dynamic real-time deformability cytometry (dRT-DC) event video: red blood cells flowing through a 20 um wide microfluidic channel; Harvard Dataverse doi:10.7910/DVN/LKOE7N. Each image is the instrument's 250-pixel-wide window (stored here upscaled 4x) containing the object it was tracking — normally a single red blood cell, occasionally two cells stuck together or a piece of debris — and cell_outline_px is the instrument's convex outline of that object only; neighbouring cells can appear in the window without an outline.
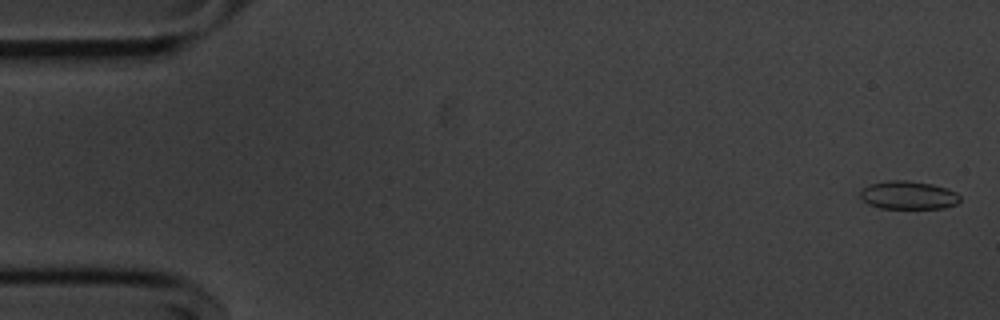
{"species": "common noctule bat (a hibernating species)", "species_latin": "Nyctalus noctula", "temperature_condition": "cold", "stored_images_in_passage": 55, "camera_frame_rate_fps": 3000, "um_per_image_px": 0.085, "animal": {"sex": "male", "body_mass_g": 20.1, "forearm_length_mm": 53.5}, "frame": {"image": 1, "passage_image": 2, "time_ms": 0.333, "image_size_px": [1000, 320], "cell_outline_px": [[960, 200], [956, 204], [944, 208], [880, 208], [868, 204], [860, 196], [860, 192], [864, 188], [872, 184], [888, 180], [904, 180], [932, 184], [948, 188], [956, 192], [960, 196]], "centroid_in_image_um": [77.24, 16.59], "position_along_channel_um": 7.8, "area_um2": 16.3}}
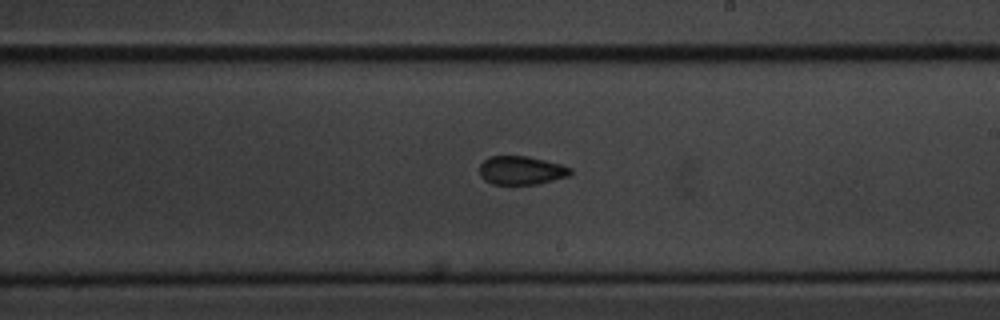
{"frame": {"image": 2, "passage_image": 32, "time_ms": 10.333, "image_size_px": [1000, 320], "cell_outline_px": [[572, 172], [568, 176], [536, 184], [492, 184], [484, 180], [480, 176], [480, 164], [488, 156], [528, 156], [560, 164], [572, 168]], "centroid_in_image_um": [44.28, 14.47], "position_along_channel_um": 244.7, "area_um2": 15.09}}
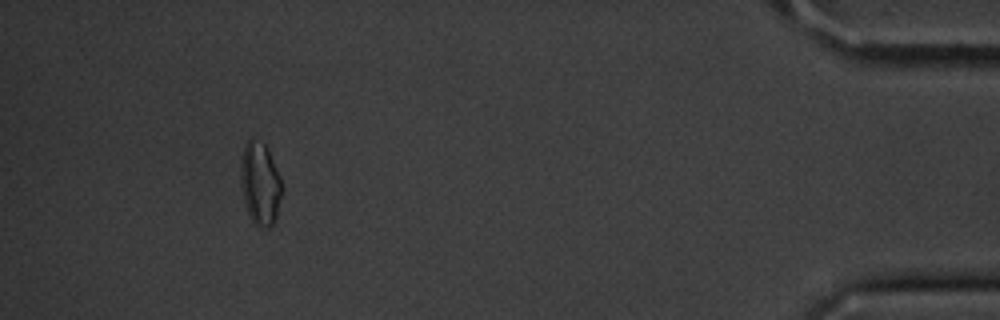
{"frame": {"image": 3, "passage_image": 51, "time_ms": 16.667, "image_size_px": [1000, 320], "cell_outline_px": [[284, 188], [276, 216], [272, 224], [268, 228], [260, 228], [252, 220], [248, 212], [244, 200], [240, 176], [240, 160], [244, 144], [252, 136], [264, 144], [268, 148], [280, 176]], "centroid_in_image_um": [22.12, 15.56], "position_along_channel_um": 413.1, "area_um2": 20.17}, "authors_computed_cell_mechanics": {"area_um2": 16.0684, "velocity_mm_per_s": 3.655, "shape_relaxation_time_tau1_ms": 4.0278, "shape_relaxation_time_tau2_ms": 3.1752, "deformation_change_tau1": 0.0922, "deformation_change_tau2": 0.0851}}